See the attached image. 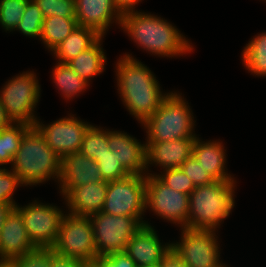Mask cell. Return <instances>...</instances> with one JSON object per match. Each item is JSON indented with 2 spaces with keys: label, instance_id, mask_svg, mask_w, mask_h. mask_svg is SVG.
I'll list each match as a JSON object with an SVG mask.
<instances>
[{
  "label": "cell",
  "instance_id": "7",
  "mask_svg": "<svg viewBox=\"0 0 266 267\" xmlns=\"http://www.w3.org/2000/svg\"><path fill=\"white\" fill-rule=\"evenodd\" d=\"M146 175H129L108 182V189L101 212L112 215L137 217L143 224L145 216Z\"/></svg>",
  "mask_w": 266,
  "mask_h": 267
},
{
  "label": "cell",
  "instance_id": "5",
  "mask_svg": "<svg viewBox=\"0 0 266 267\" xmlns=\"http://www.w3.org/2000/svg\"><path fill=\"white\" fill-rule=\"evenodd\" d=\"M190 107L184 95L170 91L157 111L141 124L146 131V142L196 138V120Z\"/></svg>",
  "mask_w": 266,
  "mask_h": 267
},
{
  "label": "cell",
  "instance_id": "9",
  "mask_svg": "<svg viewBox=\"0 0 266 267\" xmlns=\"http://www.w3.org/2000/svg\"><path fill=\"white\" fill-rule=\"evenodd\" d=\"M180 240L171 247L187 267H222L220 244L214 230L181 228ZM220 249V250H219Z\"/></svg>",
  "mask_w": 266,
  "mask_h": 267
},
{
  "label": "cell",
  "instance_id": "16",
  "mask_svg": "<svg viewBox=\"0 0 266 267\" xmlns=\"http://www.w3.org/2000/svg\"><path fill=\"white\" fill-rule=\"evenodd\" d=\"M161 242L152 225H143L128 242L125 252L135 261L137 267L160 264L170 250L171 243Z\"/></svg>",
  "mask_w": 266,
  "mask_h": 267
},
{
  "label": "cell",
  "instance_id": "32",
  "mask_svg": "<svg viewBox=\"0 0 266 267\" xmlns=\"http://www.w3.org/2000/svg\"><path fill=\"white\" fill-rule=\"evenodd\" d=\"M160 173L149 174L155 175L166 186L187 195L195 189V185L192 180L182 171L180 167L166 169L160 171Z\"/></svg>",
  "mask_w": 266,
  "mask_h": 267
},
{
  "label": "cell",
  "instance_id": "41",
  "mask_svg": "<svg viewBox=\"0 0 266 267\" xmlns=\"http://www.w3.org/2000/svg\"><path fill=\"white\" fill-rule=\"evenodd\" d=\"M14 207L12 204L0 203V233L7 215Z\"/></svg>",
  "mask_w": 266,
  "mask_h": 267
},
{
  "label": "cell",
  "instance_id": "25",
  "mask_svg": "<svg viewBox=\"0 0 266 267\" xmlns=\"http://www.w3.org/2000/svg\"><path fill=\"white\" fill-rule=\"evenodd\" d=\"M75 17L51 16L43 20L40 41L52 52L77 26Z\"/></svg>",
  "mask_w": 266,
  "mask_h": 267
},
{
  "label": "cell",
  "instance_id": "26",
  "mask_svg": "<svg viewBox=\"0 0 266 267\" xmlns=\"http://www.w3.org/2000/svg\"><path fill=\"white\" fill-rule=\"evenodd\" d=\"M242 65L253 76H266V32L258 33L241 53Z\"/></svg>",
  "mask_w": 266,
  "mask_h": 267
},
{
  "label": "cell",
  "instance_id": "42",
  "mask_svg": "<svg viewBox=\"0 0 266 267\" xmlns=\"http://www.w3.org/2000/svg\"><path fill=\"white\" fill-rule=\"evenodd\" d=\"M12 123L13 122L7 116L6 111H5V109L1 103V100H0V130L7 128Z\"/></svg>",
  "mask_w": 266,
  "mask_h": 267
},
{
  "label": "cell",
  "instance_id": "34",
  "mask_svg": "<svg viewBox=\"0 0 266 267\" xmlns=\"http://www.w3.org/2000/svg\"><path fill=\"white\" fill-rule=\"evenodd\" d=\"M44 18L51 16L75 17V0H34Z\"/></svg>",
  "mask_w": 266,
  "mask_h": 267
},
{
  "label": "cell",
  "instance_id": "38",
  "mask_svg": "<svg viewBox=\"0 0 266 267\" xmlns=\"http://www.w3.org/2000/svg\"><path fill=\"white\" fill-rule=\"evenodd\" d=\"M83 260L60 254L51 247V267H84Z\"/></svg>",
  "mask_w": 266,
  "mask_h": 267
},
{
  "label": "cell",
  "instance_id": "20",
  "mask_svg": "<svg viewBox=\"0 0 266 267\" xmlns=\"http://www.w3.org/2000/svg\"><path fill=\"white\" fill-rule=\"evenodd\" d=\"M35 247L28 236L23 217L14 207L1 229L0 260L16 259Z\"/></svg>",
  "mask_w": 266,
  "mask_h": 267
},
{
  "label": "cell",
  "instance_id": "11",
  "mask_svg": "<svg viewBox=\"0 0 266 267\" xmlns=\"http://www.w3.org/2000/svg\"><path fill=\"white\" fill-rule=\"evenodd\" d=\"M146 210L154 215L185 228L189 213V195L176 191L162 183L155 175H146Z\"/></svg>",
  "mask_w": 266,
  "mask_h": 267
},
{
  "label": "cell",
  "instance_id": "30",
  "mask_svg": "<svg viewBox=\"0 0 266 267\" xmlns=\"http://www.w3.org/2000/svg\"><path fill=\"white\" fill-rule=\"evenodd\" d=\"M29 0H0V26L7 32L15 31Z\"/></svg>",
  "mask_w": 266,
  "mask_h": 267
},
{
  "label": "cell",
  "instance_id": "19",
  "mask_svg": "<svg viewBox=\"0 0 266 267\" xmlns=\"http://www.w3.org/2000/svg\"><path fill=\"white\" fill-rule=\"evenodd\" d=\"M90 182H107L93 159L80 152L71 153L61 158L58 188H75Z\"/></svg>",
  "mask_w": 266,
  "mask_h": 267
},
{
  "label": "cell",
  "instance_id": "21",
  "mask_svg": "<svg viewBox=\"0 0 266 267\" xmlns=\"http://www.w3.org/2000/svg\"><path fill=\"white\" fill-rule=\"evenodd\" d=\"M192 155L216 181L236 180L234 175L227 171V154L223 142L219 139L203 141L197 136Z\"/></svg>",
  "mask_w": 266,
  "mask_h": 267
},
{
  "label": "cell",
  "instance_id": "12",
  "mask_svg": "<svg viewBox=\"0 0 266 267\" xmlns=\"http://www.w3.org/2000/svg\"><path fill=\"white\" fill-rule=\"evenodd\" d=\"M15 208L23 217L28 236L36 247H52L55 244L65 211L36 199L24 206L17 204Z\"/></svg>",
  "mask_w": 266,
  "mask_h": 267
},
{
  "label": "cell",
  "instance_id": "24",
  "mask_svg": "<svg viewBox=\"0 0 266 267\" xmlns=\"http://www.w3.org/2000/svg\"><path fill=\"white\" fill-rule=\"evenodd\" d=\"M56 63L52 68L51 77L55 83V88L66 102L83 94L90 84L75 73L67 63Z\"/></svg>",
  "mask_w": 266,
  "mask_h": 267
},
{
  "label": "cell",
  "instance_id": "14",
  "mask_svg": "<svg viewBox=\"0 0 266 267\" xmlns=\"http://www.w3.org/2000/svg\"><path fill=\"white\" fill-rule=\"evenodd\" d=\"M122 12L113 0H75V18L80 26L106 36L112 24L121 25Z\"/></svg>",
  "mask_w": 266,
  "mask_h": 267
},
{
  "label": "cell",
  "instance_id": "28",
  "mask_svg": "<svg viewBox=\"0 0 266 267\" xmlns=\"http://www.w3.org/2000/svg\"><path fill=\"white\" fill-rule=\"evenodd\" d=\"M108 146V129L91 125L84 136L80 153L95 160V157H99L107 152Z\"/></svg>",
  "mask_w": 266,
  "mask_h": 267
},
{
  "label": "cell",
  "instance_id": "18",
  "mask_svg": "<svg viewBox=\"0 0 266 267\" xmlns=\"http://www.w3.org/2000/svg\"><path fill=\"white\" fill-rule=\"evenodd\" d=\"M196 138H181L163 142H145L147 154V174L149 167L160 170L179 168L193 154Z\"/></svg>",
  "mask_w": 266,
  "mask_h": 267
},
{
  "label": "cell",
  "instance_id": "31",
  "mask_svg": "<svg viewBox=\"0 0 266 267\" xmlns=\"http://www.w3.org/2000/svg\"><path fill=\"white\" fill-rule=\"evenodd\" d=\"M94 161L99 166V171L107 182L120 180L131 175L117 159L115 151L107 150L103 155L95 157Z\"/></svg>",
  "mask_w": 266,
  "mask_h": 267
},
{
  "label": "cell",
  "instance_id": "2",
  "mask_svg": "<svg viewBox=\"0 0 266 267\" xmlns=\"http://www.w3.org/2000/svg\"><path fill=\"white\" fill-rule=\"evenodd\" d=\"M120 27L138 48L154 56L174 58L194 50L176 26L158 15L140 10L123 12Z\"/></svg>",
  "mask_w": 266,
  "mask_h": 267
},
{
  "label": "cell",
  "instance_id": "15",
  "mask_svg": "<svg viewBox=\"0 0 266 267\" xmlns=\"http://www.w3.org/2000/svg\"><path fill=\"white\" fill-rule=\"evenodd\" d=\"M108 146L131 175H147L146 143L119 130L108 129Z\"/></svg>",
  "mask_w": 266,
  "mask_h": 267
},
{
  "label": "cell",
  "instance_id": "46",
  "mask_svg": "<svg viewBox=\"0 0 266 267\" xmlns=\"http://www.w3.org/2000/svg\"><path fill=\"white\" fill-rule=\"evenodd\" d=\"M222 267H230V266H229L228 264L225 263Z\"/></svg>",
  "mask_w": 266,
  "mask_h": 267
},
{
  "label": "cell",
  "instance_id": "27",
  "mask_svg": "<svg viewBox=\"0 0 266 267\" xmlns=\"http://www.w3.org/2000/svg\"><path fill=\"white\" fill-rule=\"evenodd\" d=\"M31 126L25 123H12L0 130V165H12L13 158L20 147L24 133Z\"/></svg>",
  "mask_w": 266,
  "mask_h": 267
},
{
  "label": "cell",
  "instance_id": "17",
  "mask_svg": "<svg viewBox=\"0 0 266 267\" xmlns=\"http://www.w3.org/2000/svg\"><path fill=\"white\" fill-rule=\"evenodd\" d=\"M108 189V182L88 183L75 188H59L68 208L67 212L91 216L101 212Z\"/></svg>",
  "mask_w": 266,
  "mask_h": 267
},
{
  "label": "cell",
  "instance_id": "37",
  "mask_svg": "<svg viewBox=\"0 0 266 267\" xmlns=\"http://www.w3.org/2000/svg\"><path fill=\"white\" fill-rule=\"evenodd\" d=\"M95 261L101 267H137L135 261L125 251L99 255Z\"/></svg>",
  "mask_w": 266,
  "mask_h": 267
},
{
  "label": "cell",
  "instance_id": "10",
  "mask_svg": "<svg viewBox=\"0 0 266 267\" xmlns=\"http://www.w3.org/2000/svg\"><path fill=\"white\" fill-rule=\"evenodd\" d=\"M52 249L85 262L94 261L97 252L90 217L66 212Z\"/></svg>",
  "mask_w": 266,
  "mask_h": 267
},
{
  "label": "cell",
  "instance_id": "35",
  "mask_svg": "<svg viewBox=\"0 0 266 267\" xmlns=\"http://www.w3.org/2000/svg\"><path fill=\"white\" fill-rule=\"evenodd\" d=\"M13 262L15 267H51V247H35Z\"/></svg>",
  "mask_w": 266,
  "mask_h": 267
},
{
  "label": "cell",
  "instance_id": "1",
  "mask_svg": "<svg viewBox=\"0 0 266 267\" xmlns=\"http://www.w3.org/2000/svg\"><path fill=\"white\" fill-rule=\"evenodd\" d=\"M115 79L123 105L140 124L153 115L170 92H163L154 73L132 56L123 54L115 64Z\"/></svg>",
  "mask_w": 266,
  "mask_h": 267
},
{
  "label": "cell",
  "instance_id": "39",
  "mask_svg": "<svg viewBox=\"0 0 266 267\" xmlns=\"http://www.w3.org/2000/svg\"><path fill=\"white\" fill-rule=\"evenodd\" d=\"M161 267H187L181 260L180 256L171 247L170 250L164 255L160 262Z\"/></svg>",
  "mask_w": 266,
  "mask_h": 267
},
{
  "label": "cell",
  "instance_id": "4",
  "mask_svg": "<svg viewBox=\"0 0 266 267\" xmlns=\"http://www.w3.org/2000/svg\"><path fill=\"white\" fill-rule=\"evenodd\" d=\"M236 183V180H224L195 187L189 194L185 228L218 231L235 206Z\"/></svg>",
  "mask_w": 266,
  "mask_h": 267
},
{
  "label": "cell",
  "instance_id": "36",
  "mask_svg": "<svg viewBox=\"0 0 266 267\" xmlns=\"http://www.w3.org/2000/svg\"><path fill=\"white\" fill-rule=\"evenodd\" d=\"M180 168L192 180L195 187L211 184L216 181L208 172H206L193 155L190 156Z\"/></svg>",
  "mask_w": 266,
  "mask_h": 267
},
{
  "label": "cell",
  "instance_id": "40",
  "mask_svg": "<svg viewBox=\"0 0 266 267\" xmlns=\"http://www.w3.org/2000/svg\"><path fill=\"white\" fill-rule=\"evenodd\" d=\"M119 10L123 12L135 10L136 5L142 0H113Z\"/></svg>",
  "mask_w": 266,
  "mask_h": 267
},
{
  "label": "cell",
  "instance_id": "3",
  "mask_svg": "<svg viewBox=\"0 0 266 267\" xmlns=\"http://www.w3.org/2000/svg\"><path fill=\"white\" fill-rule=\"evenodd\" d=\"M60 165L61 158L48 146L39 130L31 126L23 135L11 170L25 187H32L51 179L58 183Z\"/></svg>",
  "mask_w": 266,
  "mask_h": 267
},
{
  "label": "cell",
  "instance_id": "43",
  "mask_svg": "<svg viewBox=\"0 0 266 267\" xmlns=\"http://www.w3.org/2000/svg\"><path fill=\"white\" fill-rule=\"evenodd\" d=\"M0 267H15L13 260H0Z\"/></svg>",
  "mask_w": 266,
  "mask_h": 267
},
{
  "label": "cell",
  "instance_id": "22",
  "mask_svg": "<svg viewBox=\"0 0 266 267\" xmlns=\"http://www.w3.org/2000/svg\"><path fill=\"white\" fill-rule=\"evenodd\" d=\"M103 39L104 36H101L91 47L67 62L73 71L89 84L105 70L107 58L102 47Z\"/></svg>",
  "mask_w": 266,
  "mask_h": 267
},
{
  "label": "cell",
  "instance_id": "29",
  "mask_svg": "<svg viewBox=\"0 0 266 267\" xmlns=\"http://www.w3.org/2000/svg\"><path fill=\"white\" fill-rule=\"evenodd\" d=\"M44 16L34 0H29L16 31L26 37L40 40Z\"/></svg>",
  "mask_w": 266,
  "mask_h": 267
},
{
  "label": "cell",
  "instance_id": "23",
  "mask_svg": "<svg viewBox=\"0 0 266 267\" xmlns=\"http://www.w3.org/2000/svg\"><path fill=\"white\" fill-rule=\"evenodd\" d=\"M94 29L77 25L72 33L63 40L52 52L59 63H67L77 57L82 51L91 47L99 38Z\"/></svg>",
  "mask_w": 266,
  "mask_h": 267
},
{
  "label": "cell",
  "instance_id": "8",
  "mask_svg": "<svg viewBox=\"0 0 266 267\" xmlns=\"http://www.w3.org/2000/svg\"><path fill=\"white\" fill-rule=\"evenodd\" d=\"M97 256L125 251L133 235L144 225L137 217L99 212L90 216Z\"/></svg>",
  "mask_w": 266,
  "mask_h": 267
},
{
  "label": "cell",
  "instance_id": "6",
  "mask_svg": "<svg viewBox=\"0 0 266 267\" xmlns=\"http://www.w3.org/2000/svg\"><path fill=\"white\" fill-rule=\"evenodd\" d=\"M19 74L2 86L0 100L13 123L34 126L40 118L36 116L35 110L40 101L41 85L34 71L28 70Z\"/></svg>",
  "mask_w": 266,
  "mask_h": 267
},
{
  "label": "cell",
  "instance_id": "45",
  "mask_svg": "<svg viewBox=\"0 0 266 267\" xmlns=\"http://www.w3.org/2000/svg\"><path fill=\"white\" fill-rule=\"evenodd\" d=\"M140 267H161L160 264L157 265H146V266H140Z\"/></svg>",
  "mask_w": 266,
  "mask_h": 267
},
{
  "label": "cell",
  "instance_id": "44",
  "mask_svg": "<svg viewBox=\"0 0 266 267\" xmlns=\"http://www.w3.org/2000/svg\"><path fill=\"white\" fill-rule=\"evenodd\" d=\"M84 267H101L95 260L84 262Z\"/></svg>",
  "mask_w": 266,
  "mask_h": 267
},
{
  "label": "cell",
  "instance_id": "13",
  "mask_svg": "<svg viewBox=\"0 0 266 267\" xmlns=\"http://www.w3.org/2000/svg\"><path fill=\"white\" fill-rule=\"evenodd\" d=\"M40 120L38 118L34 126L60 158L80 151L85 133L92 125L72 113L48 124H43Z\"/></svg>",
  "mask_w": 266,
  "mask_h": 267
},
{
  "label": "cell",
  "instance_id": "33",
  "mask_svg": "<svg viewBox=\"0 0 266 267\" xmlns=\"http://www.w3.org/2000/svg\"><path fill=\"white\" fill-rule=\"evenodd\" d=\"M9 168L0 165V203L12 204L18 203L13 199L14 192L18 187H24L18 176Z\"/></svg>",
  "mask_w": 266,
  "mask_h": 267
}]
</instances>
